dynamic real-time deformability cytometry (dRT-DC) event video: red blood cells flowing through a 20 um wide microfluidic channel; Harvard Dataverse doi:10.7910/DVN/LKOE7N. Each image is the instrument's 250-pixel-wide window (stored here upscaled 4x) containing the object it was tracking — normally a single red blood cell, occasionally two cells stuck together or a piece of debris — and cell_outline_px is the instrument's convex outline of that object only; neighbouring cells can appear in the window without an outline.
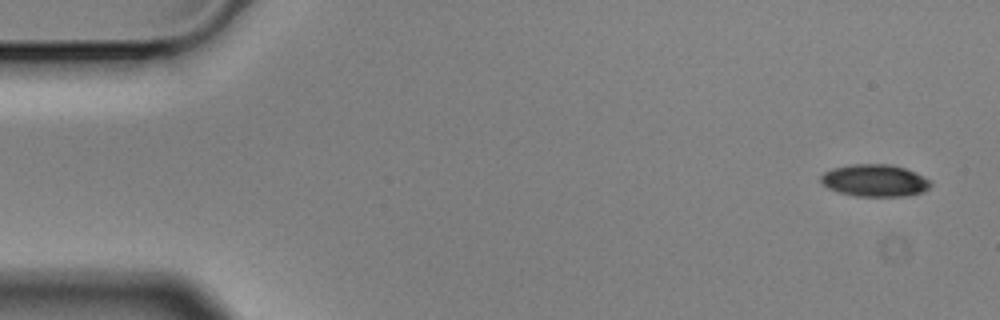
{"species": "Egyptian fruit bat (a non-hibernating species)", "species_latin": "Rousettus aegyptiacus", "temperature_condition": "cold", "stored_images_in_passage": 5, "camera_frame_rate_fps": 3000, "um_per_image_px": 0.085, "animal": {"sex": "male"}, "frame": {"image": 1, "passage_image": 1, "time_ms": 0.0, "image_size_px": [1000, 320], "cell_outline_px": [[932, 184], [924, 192], [908, 196], [856, 196], [836, 192], [820, 184], [820, 176], [824, 172], [832, 168], [852, 164], [888, 164], [904, 168], [928, 180]], "centroid_in_image_um": [74.28, 15.35], "position_along_channel_um": 10.7, "area_um2": 20.58}}
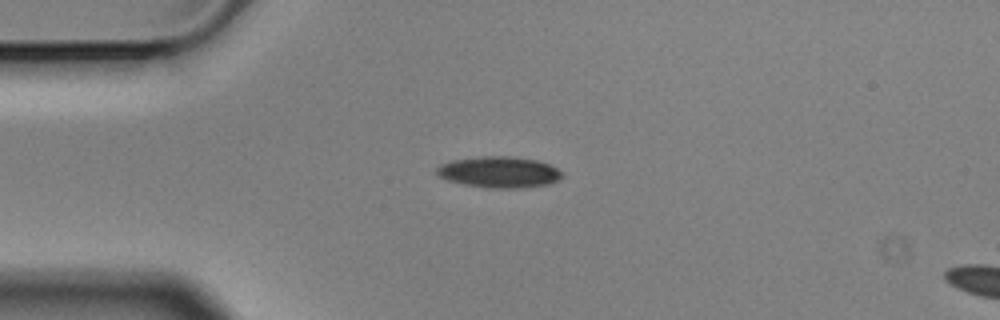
{"frame": {"image": 2, "passage_image": 4, "time_ms": 1.0, "image_size_px": [1000, 320], "cell_outline_px": [[564, 176], [560, 180], [552, 184], [520, 188], [488, 188], [464, 184], [448, 180], [440, 176], [436, 172], [436, 168], [440, 164], [452, 160], [480, 156], [508, 156], [536, 160], [548, 164], [564, 172]], "centroid_in_image_um": [42.47, 14.63], "position_along_channel_um": 42.5, "area_um2": 22.95}}